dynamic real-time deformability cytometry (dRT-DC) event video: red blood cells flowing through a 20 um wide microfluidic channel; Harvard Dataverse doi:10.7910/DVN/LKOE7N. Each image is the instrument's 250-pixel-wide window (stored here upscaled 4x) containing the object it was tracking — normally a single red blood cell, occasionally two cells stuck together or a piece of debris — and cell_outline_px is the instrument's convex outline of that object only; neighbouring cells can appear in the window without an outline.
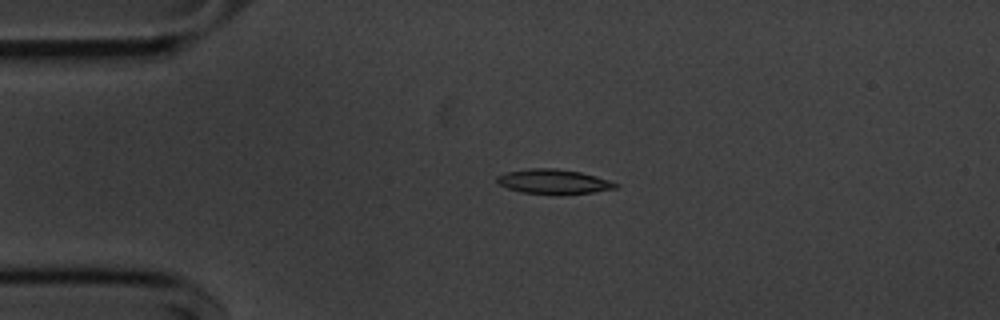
{"species": "common noctule bat (a hibernating species)", "species_latin": "Nyctalus noctula", "temperature_condition": "cold", "stored_images_in_passage": 54, "camera_frame_rate_fps": 3000, "um_per_image_px": 0.085, "animal": {"sex": "male", "body_mass_g": 20.1, "forearm_length_mm": 53.5}, "frame": {"image": 1, "passage_image": 11, "time_ms": 3.333, "image_size_px": [1000, 320], "cell_outline_px": [[620, 184], [616, 188], [592, 192], [520, 192], [508, 188], [500, 184], [496, 180], [496, 176], [504, 172], [528, 168], [556, 168], [580, 172], [596, 176]], "centroid_in_image_um": [47.01, 15.39], "position_along_channel_um": 38.0, "area_um2": 16.36}}
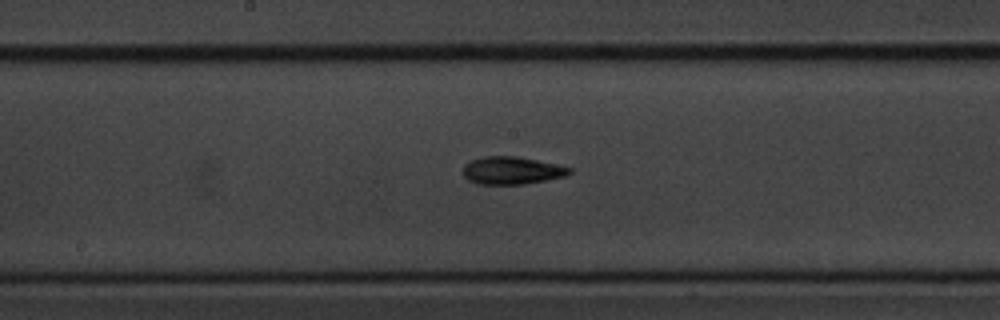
{"frame": {"image": 2, "passage_image": 27, "time_ms": 8.667, "image_size_px": [1000, 320], "cell_outline_px": [[572, 172], [564, 176], [524, 184], [476, 184], [468, 180], [464, 176], [464, 164], [472, 160], [484, 156], [516, 156], [536, 160], [572, 168]], "centroid_in_image_um": [43.47, 14.49], "position_along_channel_um": 204.7, "area_um2": 16.94}}
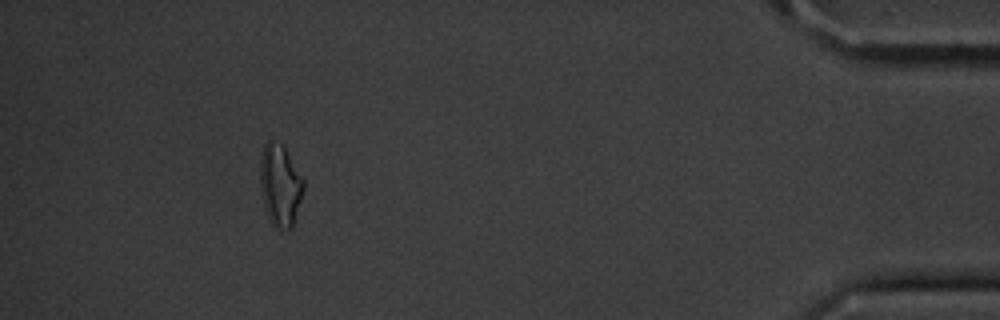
{"frame": {"image": 3, "passage_image": 49, "time_ms": 16.0, "image_size_px": [1000, 320], "cell_outline_px": [[304, 188], [292, 228], [276, 228], [272, 224], [268, 216], [264, 204], [260, 184], [260, 156], [264, 144], [268, 140], [272, 140], [280, 144], [284, 148], [304, 180]], "centroid_in_image_um": [23.8, 15.73], "position_along_channel_um": 411.4, "area_um2": 20.35}, "authors_computed_cell_mechanics": {"area_um2": 16.7042, "velocity_mm_per_s": 3.6388, "shape_relaxation_time_tau1_ms": 3.1199, "shape_relaxation_time_tau2_ms": 5.8046, "deformation_change_tau1": 0.1168, "deformation_change_tau2": 0.1417}}